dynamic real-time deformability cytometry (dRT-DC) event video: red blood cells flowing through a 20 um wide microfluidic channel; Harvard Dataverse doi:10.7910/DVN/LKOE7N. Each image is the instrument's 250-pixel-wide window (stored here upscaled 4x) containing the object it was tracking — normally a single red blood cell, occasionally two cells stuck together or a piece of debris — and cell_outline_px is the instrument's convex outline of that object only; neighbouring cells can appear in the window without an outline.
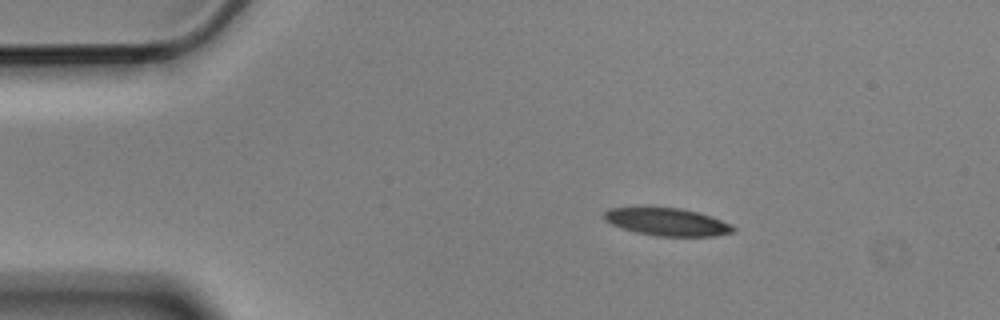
{"species": "Egyptian fruit bat (a non-hibernating species)", "species_latin": "Rousettus aegyptiacus", "temperature_condition": "cold", "stored_images_in_passage": 3, "camera_frame_rate_fps": 3000, "um_per_image_px": 0.085, "animal": {"sex": "male"}, "frame": {"image": 1, "passage_image": 1, "time_ms": 0.0, "image_size_px": [1000, 320], "cell_outline_px": [[736, 232], [716, 236], [656, 236], [636, 232], [612, 224], [604, 220], [604, 212], [608, 208], [640, 204], [680, 208], [712, 216], [732, 224], [736, 228]], "centroid_in_image_um": [56.67, 18.81], "position_along_channel_um": 28.3, "area_um2": 21.73}}
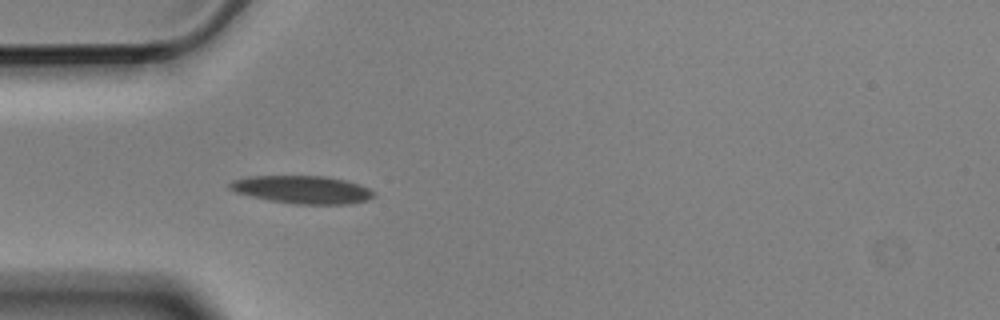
{"frame": {"image": 2, "passage_image": 3, "time_ms": 0.667, "image_size_px": [1000, 320], "cell_outline_px": [[376, 196], [368, 200], [348, 204], [292, 204], [268, 200], [236, 192], [228, 188], [228, 184], [232, 180], [248, 176], [324, 176], [344, 180], [368, 188]], "centroid_in_image_um": [25.66, 16.12], "position_along_channel_um": 59.3, "area_um2": 23.29}}